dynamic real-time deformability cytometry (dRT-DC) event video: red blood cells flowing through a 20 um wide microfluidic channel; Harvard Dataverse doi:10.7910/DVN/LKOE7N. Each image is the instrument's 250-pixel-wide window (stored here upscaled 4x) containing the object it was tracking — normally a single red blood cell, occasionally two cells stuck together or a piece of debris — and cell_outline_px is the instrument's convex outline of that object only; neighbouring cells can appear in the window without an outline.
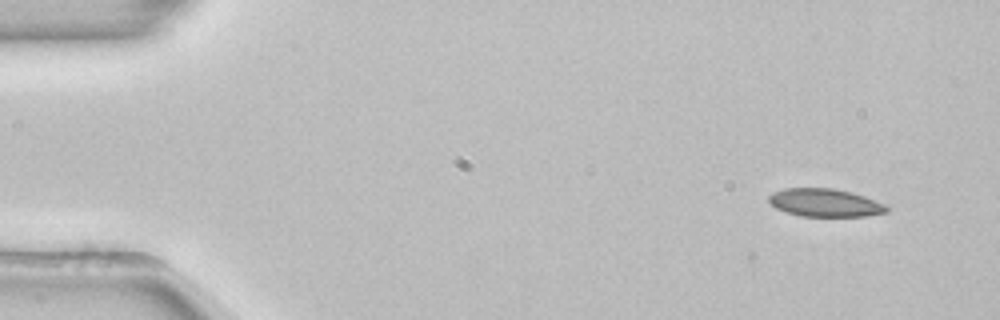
{"species": "common noctule bat (a hibernating species)", "species_latin": "Nyctalus noctula", "temperature_condition": "room temperature", "stored_images_in_passage": 5, "camera_frame_rate_fps": 3000, "um_per_image_px": 0.085, "animal": {"sex": "female", "body_mass_g": 22.7, "forearm_length_mm": 54.2}, "frame": {"image": 1, "passage_image": 1, "time_ms": 0.0, "image_size_px": [1000, 320], "cell_outline_px": [[888, 212], [864, 216], [800, 216], [776, 208], [768, 200], [768, 196], [784, 188], [832, 188], [852, 192], [864, 196], [884, 204], [888, 208]], "centroid_in_image_um": [70.13, 17.23], "position_along_channel_um": 14.9, "area_um2": 19.02}}